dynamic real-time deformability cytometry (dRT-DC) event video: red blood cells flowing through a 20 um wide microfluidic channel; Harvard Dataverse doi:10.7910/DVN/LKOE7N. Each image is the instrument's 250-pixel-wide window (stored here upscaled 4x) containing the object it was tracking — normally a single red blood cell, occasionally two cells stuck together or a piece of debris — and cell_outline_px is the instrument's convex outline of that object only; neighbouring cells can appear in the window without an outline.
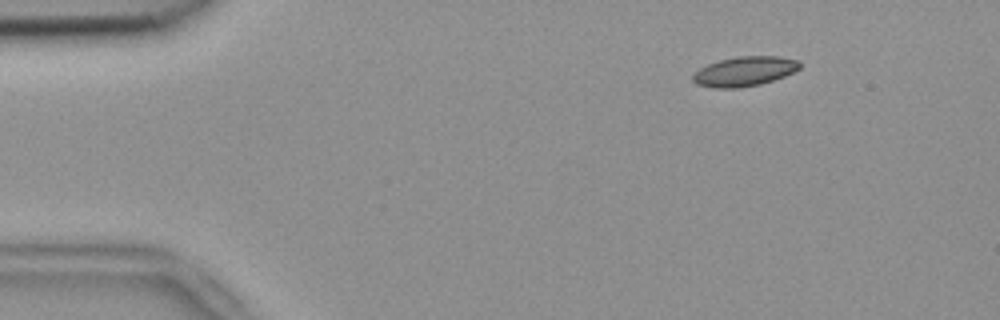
{"species": "common noctule bat (a hibernating species)", "species_latin": "Nyctalus noctula", "temperature_condition": "room temperature", "stored_images_in_passage": 55, "camera_frame_rate_fps": 3000, "um_per_image_px": 0.085, "animal": {"sex": "female", "body_mass_g": 18.4}, "frame": {"image": 1, "passage_image": 8, "time_ms": 2.333, "image_size_px": [1000, 320], "cell_outline_px": [[800, 68], [784, 76], [760, 84], [740, 88], [712, 88], [696, 84], [692, 80], [692, 76], [700, 68], [708, 64], [720, 60], [740, 56], [780, 56], [800, 60]], "centroid_in_image_um": [63.28, 6.07], "position_along_channel_um": 21.7, "area_um2": 18.44}}
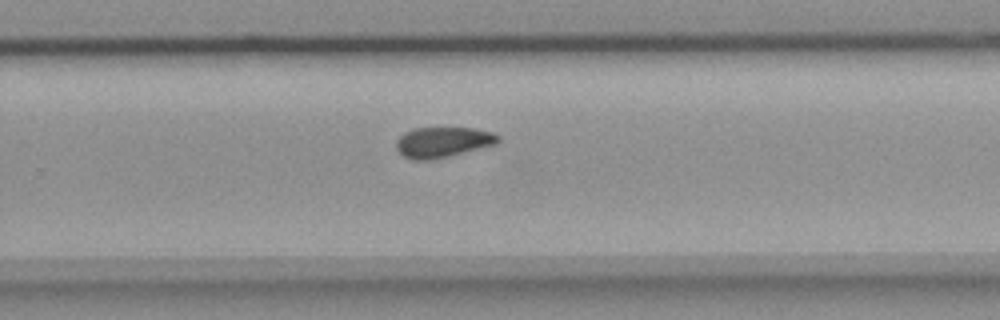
{"frame": {"image": 2, "passage_image": 36, "time_ms": 11.667, "image_size_px": [1000, 320], "cell_outline_px": [[500, 140], [496, 144], [448, 156], [428, 160], [412, 160], [404, 156], [396, 148], [396, 140], [404, 132], [412, 128], [472, 128], [492, 132], [500, 136]], "centroid_in_image_um": [37.62, 12.07], "position_along_channel_um": 292.2, "area_um2": 17.98}}
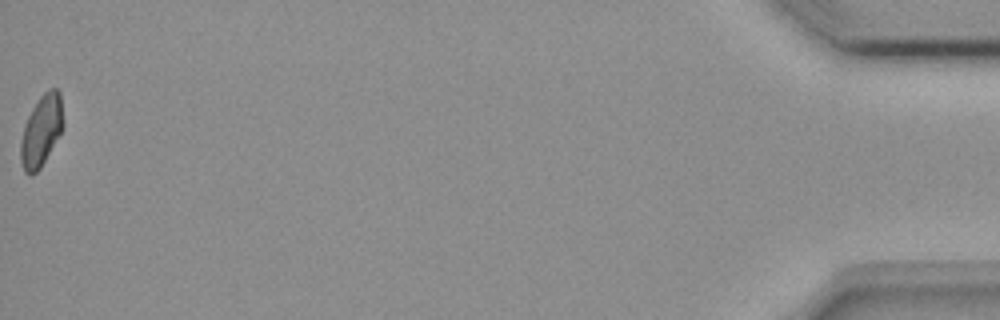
{"frame": {"image": 3, "passage_image": 55, "time_ms": 18.0, "image_size_px": [1000, 320], "cell_outline_px": [[64, 124], [60, 132], [40, 168], [32, 176], [28, 176], [24, 172], [20, 160], [20, 140], [24, 124], [32, 108], [40, 96], [48, 88], [56, 88], [60, 92]], "centroid_in_image_um": [3.49, 11.11], "position_along_channel_um": 431.7, "area_um2": 17.69}, "authors_computed_cell_mechanics": {"area_um2": 18.2648, "velocity_mm_per_s": 3.7643, "shape_relaxation_time_tau1_ms": null, "shape_relaxation_time_tau2_ms": 6.6698, "deformation_change_tau1": null, "deformation_change_tau2": 0.1048}}